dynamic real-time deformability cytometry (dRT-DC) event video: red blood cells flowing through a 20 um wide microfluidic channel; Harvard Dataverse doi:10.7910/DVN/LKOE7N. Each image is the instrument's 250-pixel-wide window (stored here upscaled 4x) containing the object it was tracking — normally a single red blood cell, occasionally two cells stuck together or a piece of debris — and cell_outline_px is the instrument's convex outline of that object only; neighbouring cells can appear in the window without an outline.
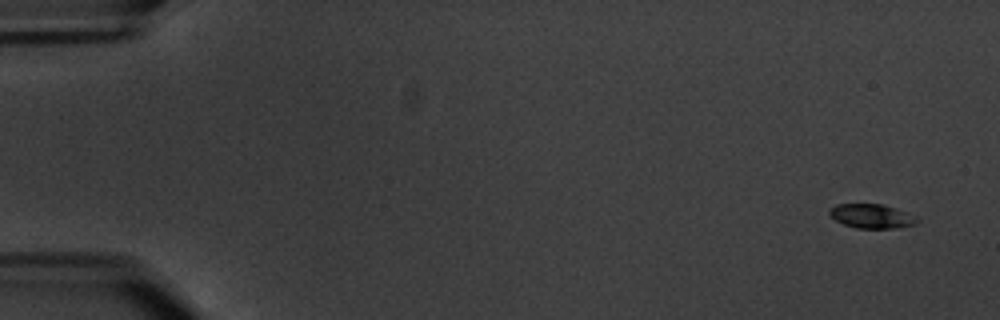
{"species": "common noctule bat (a hibernating species)", "species_latin": "Nyctalus noctula", "temperature_condition": "warm", "stored_images_in_passage": 5, "camera_frame_rate_fps": 3000, "um_per_image_px": 0.085, "animal": {"sex": "male", "body_mass_g": 20.1, "forearm_length_mm": 53.5}, "frame": {"image": 1, "passage_image": 1, "time_ms": 0.0, "image_size_px": [1000, 320], "cell_outline_px": [[920, 220], [916, 224], [900, 228], [856, 228], [844, 224], [836, 220], [828, 212], [828, 208], [836, 204], [884, 204], [908, 212], [916, 216]], "centroid_in_image_um": [74.13, 18.37], "position_along_channel_um": 10.9, "area_um2": 12.54}}
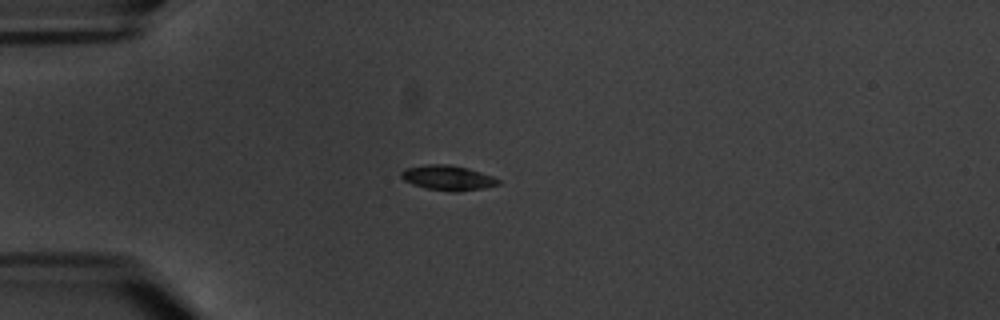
{"frame": {"image": 2, "passage_image": 5, "time_ms": 4.667, "image_size_px": [1000, 320], "cell_outline_px": [[500, 184], [480, 188], [456, 192], [452, 192], [428, 188], [412, 184], [404, 180], [400, 176], [400, 172], [404, 168], [428, 164], [448, 164], [468, 168], [492, 176], [500, 180]], "centroid_in_image_um": [38.03, 15.1], "position_along_channel_um": 47.0, "area_um2": 13.99}}